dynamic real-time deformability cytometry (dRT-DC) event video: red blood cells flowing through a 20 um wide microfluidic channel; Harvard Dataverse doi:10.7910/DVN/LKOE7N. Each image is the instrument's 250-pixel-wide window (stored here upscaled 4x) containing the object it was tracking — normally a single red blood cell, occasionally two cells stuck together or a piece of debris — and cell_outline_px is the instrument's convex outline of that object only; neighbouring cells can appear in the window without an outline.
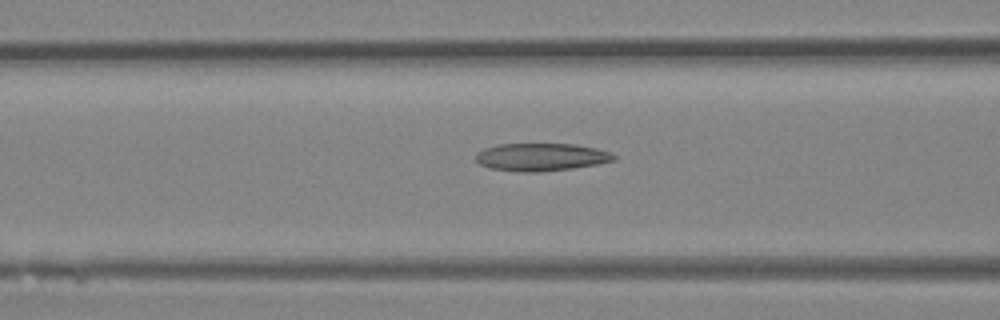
{"species": "Egyptian fruit bat (a non-hibernating species)", "species_latin": "Rousettus aegyptiacus", "temperature_condition": "room temperature", "stored_images_in_passage": 40, "camera_frame_rate_fps": 3000, "um_per_image_px": 0.085, "animal": {"sex": "female"}, "frame": {"image": 1, "passage_image": 16, "time_ms": 5.0, "image_size_px": [1000, 320], "cell_outline_px": [[616, 160], [596, 164], [572, 168], [540, 172], [516, 172], [488, 168], [480, 164], [476, 160], [476, 152], [484, 148], [496, 144], [572, 144], [596, 148], [608, 152], [616, 156]], "centroid_in_image_um": [45.94, 13.35], "position_along_channel_um": 120.7, "area_um2": 22.37}}
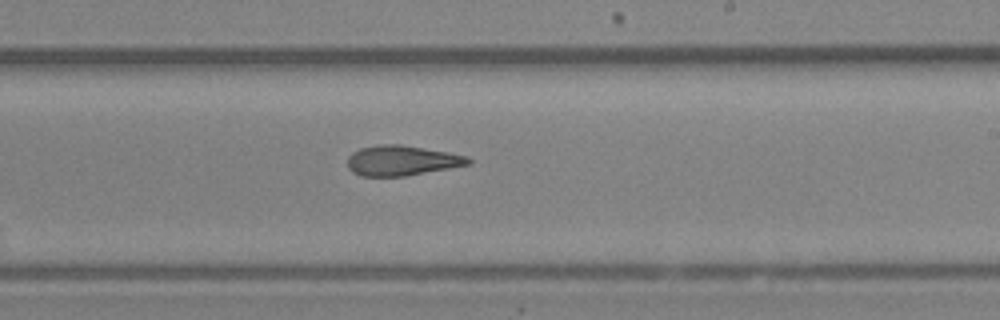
{"frame": {"image": 2, "passage_image": 24, "time_ms": 7.667, "image_size_px": [1000, 320], "cell_outline_px": [[472, 164], [404, 176], [360, 176], [352, 172], [348, 168], [348, 156], [352, 152], [360, 148], [380, 144], [400, 144], [448, 152], [468, 156], [472, 160]], "centroid_in_image_um": [34.15, 13.64], "position_along_channel_um": 254.9, "area_um2": 21.27}}
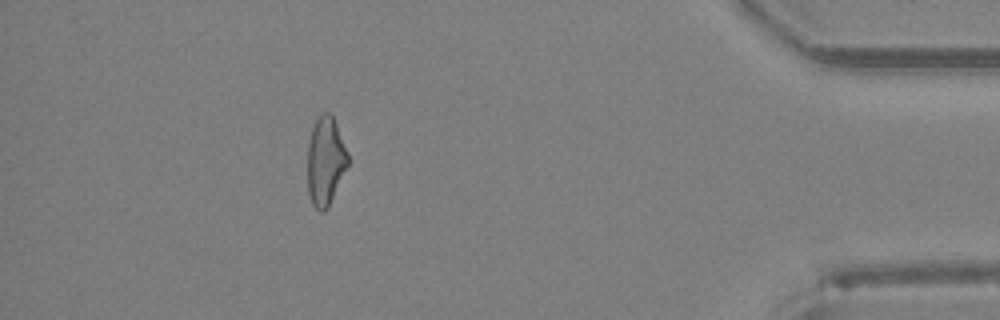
{"frame": {"image": 3, "passage_image": 36, "time_ms": 11.667, "image_size_px": [1000, 320], "cell_outline_px": [[348, 164], [328, 208], [324, 212], [320, 212], [312, 204], [308, 192], [308, 144], [312, 128], [316, 120], [324, 112], [328, 112], [332, 116], [336, 124], [348, 152]], "centroid_in_image_um": [27.66, 13.72], "position_along_channel_um": 407.5, "area_um2": 20.63}}